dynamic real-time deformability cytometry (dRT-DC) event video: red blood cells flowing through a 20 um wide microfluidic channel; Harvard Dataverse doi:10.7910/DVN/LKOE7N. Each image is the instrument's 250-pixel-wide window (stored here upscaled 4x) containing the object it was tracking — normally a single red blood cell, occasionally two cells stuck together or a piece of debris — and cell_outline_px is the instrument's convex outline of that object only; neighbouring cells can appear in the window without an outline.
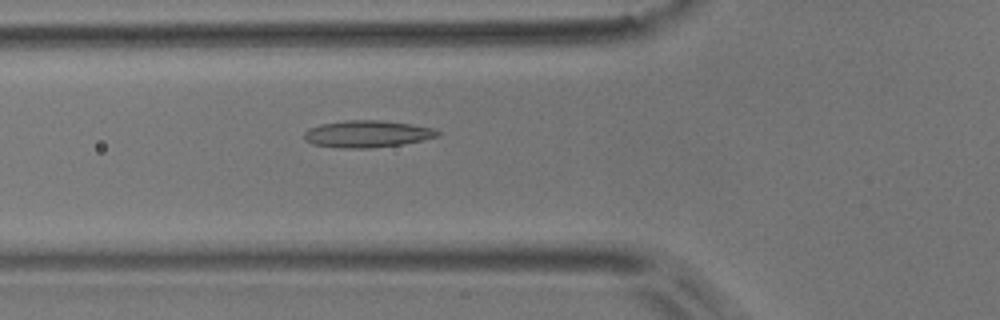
{"species": "common noctule bat (a hibernating species)", "species_latin": "Nyctalus noctula", "temperature_condition": "room temperature", "stored_images_in_passage": 7, "camera_frame_rate_fps": 3000, "um_per_image_px": 0.085, "animal": {"sex": "male", "body_mass_g": 17.9}, "frame": {"image": 1, "passage_image": 7, "time_ms": 2.0, "image_size_px": [1000, 320], "cell_outline_px": [[440, 136], [404, 144], [372, 148], [340, 148], [312, 144], [304, 140], [304, 132], [308, 128], [320, 124], [344, 120], [380, 120], [412, 124], [432, 128], [440, 132]], "centroid_in_image_um": [31.19, 11.38], "position_along_channel_um": 94.6, "area_um2": 21.15}}